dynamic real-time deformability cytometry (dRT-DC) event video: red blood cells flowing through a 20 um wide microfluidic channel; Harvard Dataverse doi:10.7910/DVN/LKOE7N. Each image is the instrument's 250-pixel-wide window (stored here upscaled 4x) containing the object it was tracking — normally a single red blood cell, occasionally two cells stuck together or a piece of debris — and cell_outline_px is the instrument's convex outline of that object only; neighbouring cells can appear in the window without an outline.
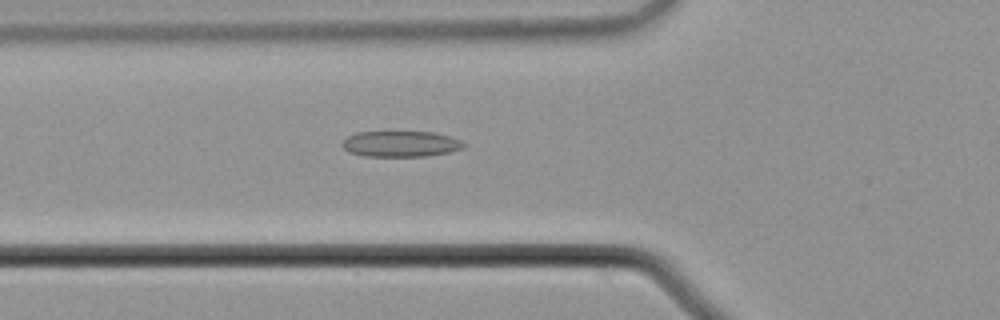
{"species": "common noctule bat (a hibernating species)", "species_latin": "Nyctalus noctula", "temperature_condition": "cold", "stored_images_in_passage": 55, "camera_frame_rate_fps": 3000, "um_per_image_px": 0.085, "animal": {"sex": "male", "body_mass_g": 21.5, "forearm_length_mm": 52.0}, "frame": {"image": 1, "passage_image": 20, "time_ms": 6.333, "image_size_px": [1000, 320], "cell_outline_px": [[464, 148], [448, 152], [428, 156], [364, 156], [348, 152], [340, 144], [348, 136], [356, 132], [432, 132], [448, 136], [460, 140], [464, 144]], "centroid_in_image_um": [34.02, 12.23], "position_along_channel_um": 91.8, "area_um2": 18.21}}
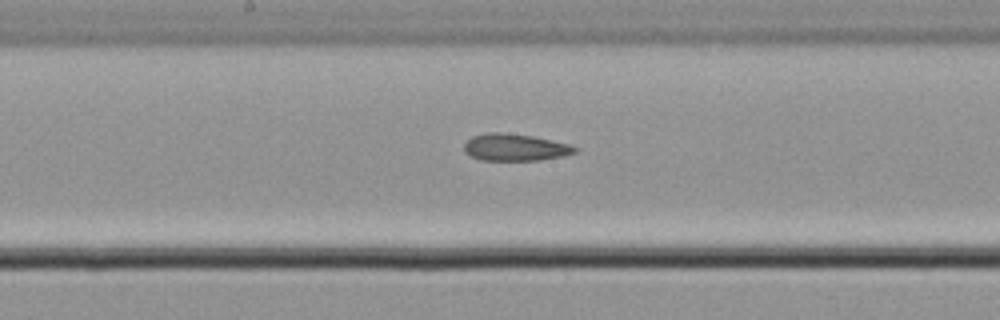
{"frame": {"image": 2, "passage_image": 29, "time_ms": 9.333, "image_size_px": [1000, 320], "cell_outline_px": [[576, 152], [564, 156], [540, 160], [480, 160], [464, 152], [464, 144], [472, 136], [488, 132], [500, 132], [532, 136], [568, 144], [576, 148]], "centroid_in_image_um": [43.74, 12.53], "position_along_channel_um": 204.5, "area_um2": 17.28}}
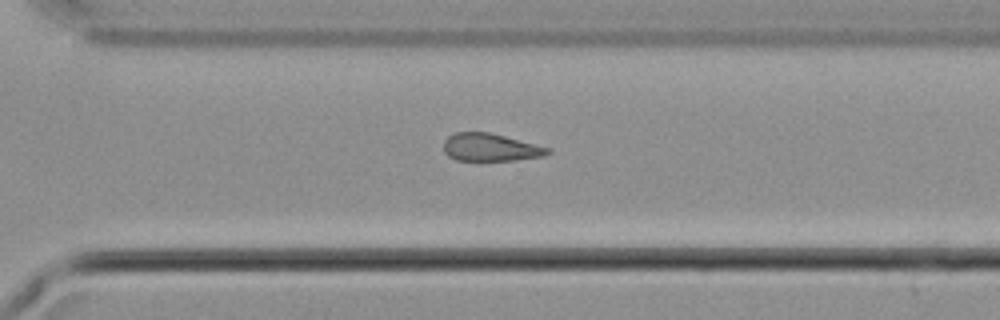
{"frame": {"image": 3, "passage_image": 39, "time_ms": 12.667, "image_size_px": [1000, 320], "cell_outline_px": [[552, 152], [544, 156], [516, 160], [456, 160], [448, 156], [444, 152], [444, 140], [452, 132], [488, 132], [552, 148]], "centroid_in_image_um": [41.69, 12.52], "position_along_channel_um": 328.9, "area_um2": 16.88}, "authors_computed_cell_mechanics": {"area_um2": 18.207, "velocity_mm_per_s": 3.7389, "shape_relaxation_time_tau1_ms": 4.3441, "shape_relaxation_time_tau2_ms": 3.9454, "deformation_change_tau1": 0.0735, "deformation_change_tau2": 0.1335}}